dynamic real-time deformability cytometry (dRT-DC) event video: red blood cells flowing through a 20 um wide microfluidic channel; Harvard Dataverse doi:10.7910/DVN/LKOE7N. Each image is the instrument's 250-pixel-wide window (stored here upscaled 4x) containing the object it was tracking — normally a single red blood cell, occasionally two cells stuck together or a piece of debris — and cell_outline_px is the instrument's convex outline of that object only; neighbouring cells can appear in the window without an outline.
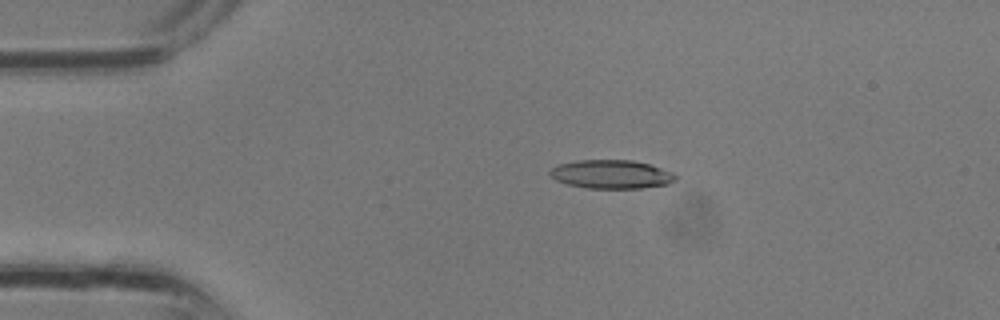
{"species": "common noctule bat (a hibernating species)", "species_latin": "Nyctalus noctula", "temperature_condition": "room temperature", "stored_images_in_passage": 33, "camera_frame_rate_fps": 3000, "um_per_image_px": 0.085, "animal": {"sex": "male", "body_mass_g": 13.3}, "frame": {"image": 1, "passage_image": 7, "time_ms": 2.0, "image_size_px": [1000, 320], "cell_outline_px": [[676, 180], [668, 184], [640, 188], [588, 188], [568, 184], [556, 180], [548, 172], [552, 168], [560, 164], [580, 160], [632, 160], [648, 164], [660, 168], [676, 176]], "centroid_in_image_um": [51.94, 14.81], "position_along_channel_um": 33.1, "area_um2": 20.58}}
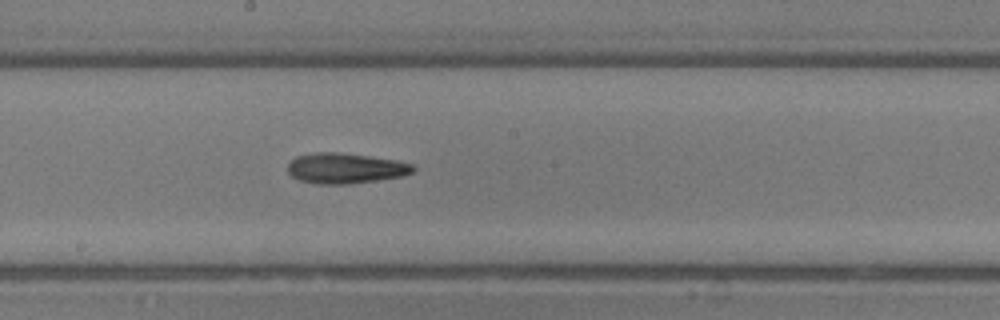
{"frame": {"image": 2, "passage_image": 18, "time_ms": 5.667, "image_size_px": [1000, 320], "cell_outline_px": [[416, 168], [412, 172], [400, 176], [348, 184], [316, 184], [300, 180], [292, 176], [288, 172], [288, 164], [296, 156], [316, 152], [340, 152], [396, 160], [412, 164]], "centroid_in_image_um": [29.32, 14.29], "position_along_channel_um": 218.9, "area_um2": 22.02}}
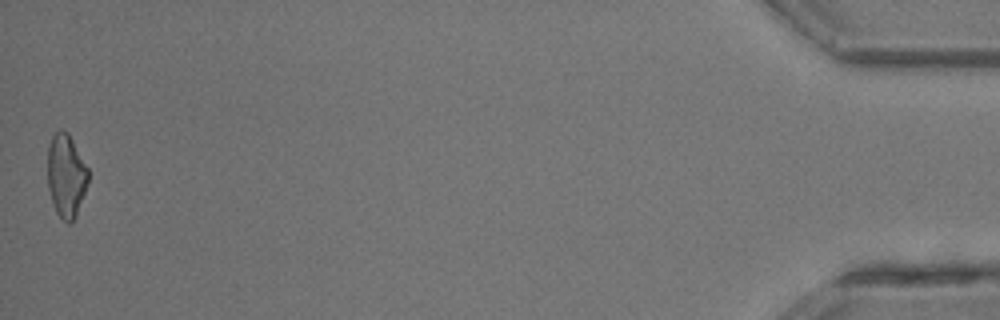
{"frame": {"image": 3, "passage_image": 33, "time_ms": 10.667, "image_size_px": [1000, 320], "cell_outline_px": [[88, 184], [76, 216], [68, 224], [56, 212], [48, 188], [48, 144], [52, 136], [60, 128], [68, 132], [88, 168]], "centroid_in_image_um": [5.62, 14.9], "position_along_channel_um": 429.6, "area_um2": 19.65}}